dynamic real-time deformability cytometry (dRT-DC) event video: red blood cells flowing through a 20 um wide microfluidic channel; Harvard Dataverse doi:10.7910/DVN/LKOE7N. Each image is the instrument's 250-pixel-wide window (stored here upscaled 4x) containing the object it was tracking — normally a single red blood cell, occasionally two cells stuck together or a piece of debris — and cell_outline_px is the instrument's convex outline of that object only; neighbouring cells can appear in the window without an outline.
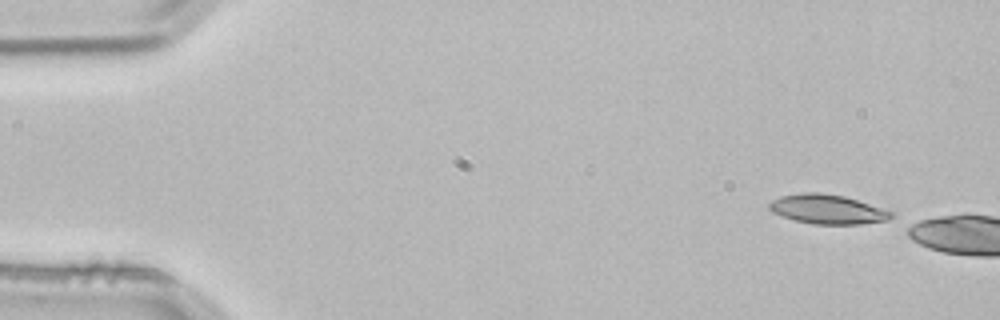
{"species": "common noctule bat (a hibernating species)", "species_latin": "Nyctalus noctula", "temperature_condition": "room temperature", "stored_images_in_passage": 4, "segment_of_instrument_passage": [2, 2], "camera_frame_rate_fps": 3000, "um_per_image_px": 0.085, "animal": {"sex": "male", "body_mass_g": 21.5, "forearm_length_mm": 52.0}, "frame": {"image": 1, "passage_image": 4, "time_ms": 1.0, "image_size_px": [1000, 320], "cell_outline_px": [[896, 216], [888, 220], [860, 224], [812, 224], [796, 220], [772, 212], [768, 208], [768, 204], [772, 200], [780, 196], [804, 192], [820, 192], [844, 196], [892, 212]], "centroid_in_image_um": [70.32, 17.78], "position_along_channel_um": 14.7, "area_um2": 20.69}}